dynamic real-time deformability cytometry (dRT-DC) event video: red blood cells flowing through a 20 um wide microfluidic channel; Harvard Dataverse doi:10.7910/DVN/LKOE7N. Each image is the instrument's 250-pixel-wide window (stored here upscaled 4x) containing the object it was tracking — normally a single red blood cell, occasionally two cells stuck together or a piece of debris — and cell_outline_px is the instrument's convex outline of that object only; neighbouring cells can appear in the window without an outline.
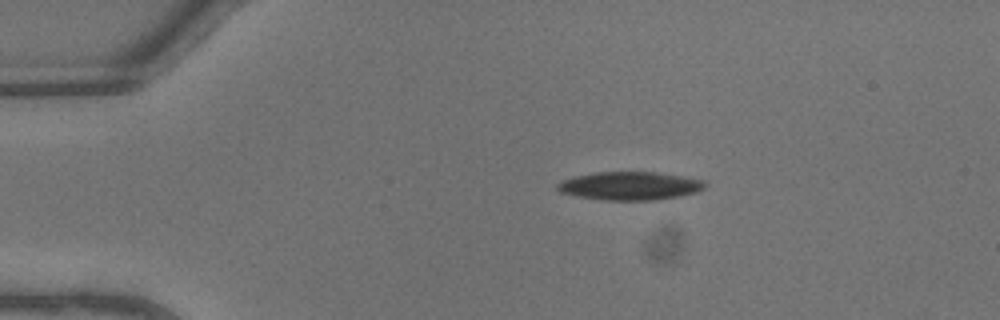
{"species": "common noctule bat (a hibernating species)", "species_latin": "Nyctalus noctula", "temperature_condition": "warm", "stored_images_in_passage": 37, "camera_frame_rate_fps": 3000, "um_per_image_px": 0.085, "animal": {"sex": "male", "body_mass_g": 13.3}, "frame": {"image": 1, "passage_image": 1, "time_ms": 0.0, "image_size_px": [1000, 320], "cell_outline_px": [[708, 184], [704, 188], [696, 192], [680, 196], [656, 200], [604, 200], [580, 196], [560, 192], [556, 188], [556, 184], [564, 180], [576, 176], [596, 172], [656, 172], [708, 180]], "centroid_in_image_um": [53.61, 15.79], "position_along_channel_um": 31.4, "area_um2": 24.33}}
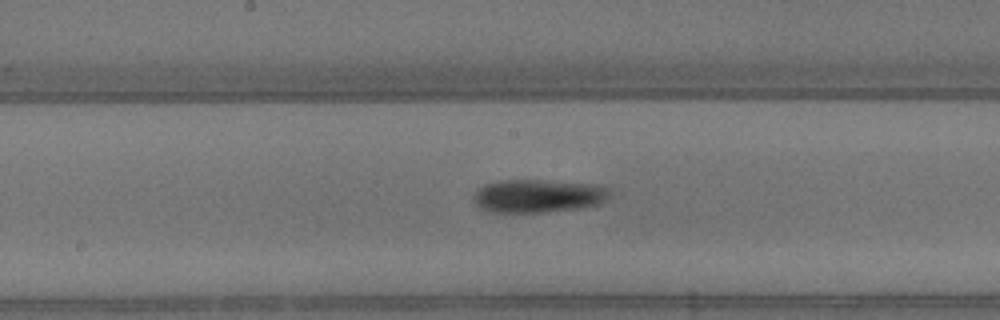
{"frame": {"image": 2, "passage_image": 16, "time_ms": 5.0, "image_size_px": [1000, 320], "cell_outline_px": [[608, 196], [604, 200], [596, 204], [580, 208], [544, 212], [492, 212], [480, 208], [472, 200], [472, 196], [484, 184], [500, 180], [540, 180], [584, 184], [604, 188], [608, 192]], "centroid_in_image_um": [45.6, 16.67], "position_along_channel_um": 202.6, "area_um2": 25.72}}
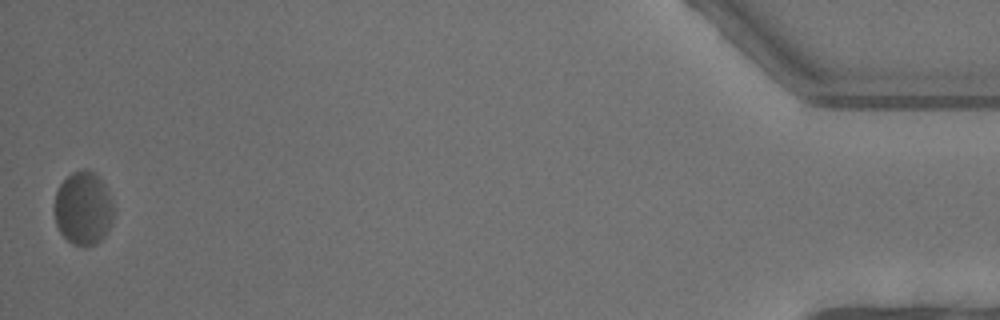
{"frame": {"image": 3, "passage_image": 37, "time_ms": 12.0, "image_size_px": [1000, 320], "cell_outline_px": [[116, 208], [112, 224], [104, 236], [96, 244], [84, 248], [72, 244], [60, 232], [56, 224], [56, 192], [60, 184], [72, 172], [96, 172], [104, 184]], "centroid_in_image_um": [7.13, 17.76], "position_along_channel_um": 428.1, "area_um2": 25.32}, "authors_computed_cell_mechanics": {"area_um2": 25.0274, "velocity_mm_per_s": 4.5815, "shape_relaxation_time_tau1_ms": 4.1488, "shape_relaxation_time_tau2_ms": null, "deformation_change_tau1": 0.1136, "deformation_change_tau2": null}}